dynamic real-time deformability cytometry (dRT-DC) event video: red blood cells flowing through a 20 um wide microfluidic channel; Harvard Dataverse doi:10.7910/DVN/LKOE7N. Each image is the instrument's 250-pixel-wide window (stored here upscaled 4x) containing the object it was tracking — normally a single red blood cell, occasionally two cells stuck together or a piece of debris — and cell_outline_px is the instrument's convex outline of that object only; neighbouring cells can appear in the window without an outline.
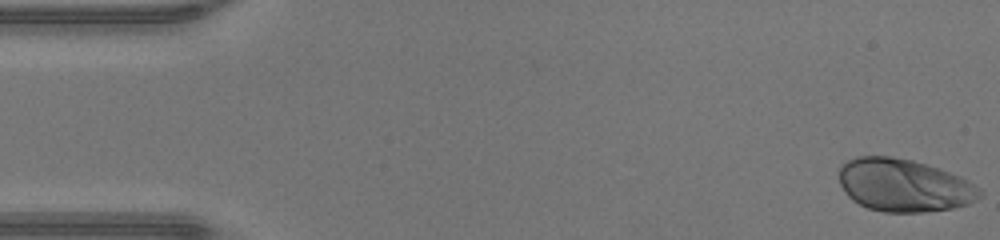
{"species": "human", "species_latin": "Homo sapiens", "temperature_condition": "warm", "stored_images_in_passage": 47, "camera_frame_rate_fps": 3000, "um_per_image_px": 0.085, "donor": {"sex": "male"}, "frame": {"image": 1, "passage_image": 1, "time_ms": 0.0, "image_size_px": [1000, 240], "cell_outline_px": [[984, 192], [976, 200], [968, 204], [952, 208], [924, 212], [884, 212], [868, 208], [852, 200], [844, 192], [840, 184], [840, 164], [856, 156], [892, 156], [912, 160], [948, 172], [968, 180], [980, 188]], "centroid_in_image_um": [76.82, 15.75], "position_along_channel_um": 8.2, "area_um2": 43.23}}
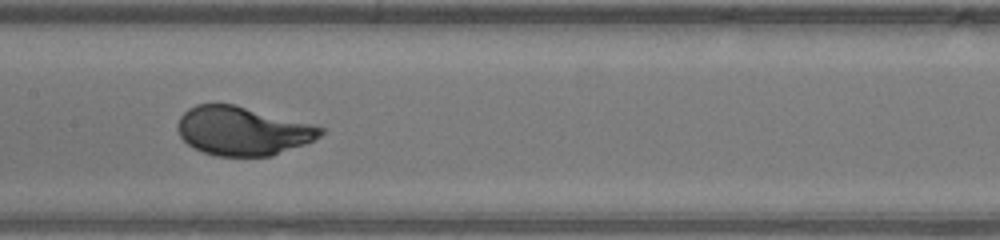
{"frame": {"image": 2, "passage_image": 23, "time_ms": 7.333, "image_size_px": [1000, 240], "cell_outline_px": [[324, 132], [320, 136], [304, 144], [272, 156], [216, 156], [204, 152], [188, 144], [180, 136], [176, 128], [176, 124], [180, 116], [188, 108], [196, 104], [236, 104], [316, 124], [324, 128]], "centroid_in_image_um": [20.63, 11.11], "position_along_channel_um": 186.8, "area_um2": 40.92}}
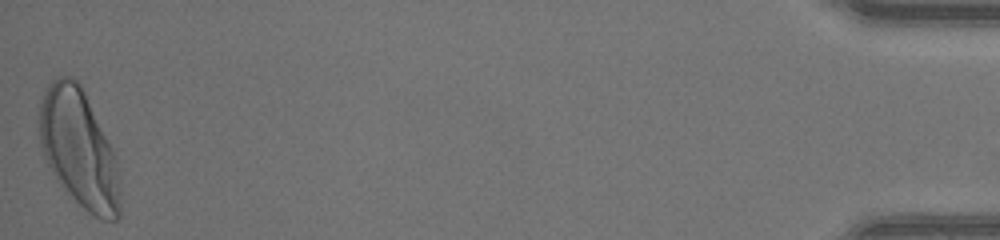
{"frame": {"image": 3, "passage_image": 47, "time_ms": 15.333, "image_size_px": [1000, 240], "cell_outline_px": [[120, 216], [116, 220], [100, 220], [88, 212], [68, 192], [56, 176], [48, 164], [44, 156], [40, 144], [40, 100], [48, 84], [52, 80], [60, 76], [72, 76], [80, 84], [112, 148], [116, 160], [120, 176]], "centroid_in_image_um": [6.73, 12.64], "position_along_channel_um": 428.5, "area_um2": 54.85}, "authors_computed_cell_mechanics": {"area_um2": 41.0958, "velocity_mm_per_s": 4.3384, "shape_relaxation_time_tau1_ms": 2.742, "shape_relaxation_time_tau2_ms": null, "deformation_change_tau1": 0.2066, "deformation_change_tau2": null}}